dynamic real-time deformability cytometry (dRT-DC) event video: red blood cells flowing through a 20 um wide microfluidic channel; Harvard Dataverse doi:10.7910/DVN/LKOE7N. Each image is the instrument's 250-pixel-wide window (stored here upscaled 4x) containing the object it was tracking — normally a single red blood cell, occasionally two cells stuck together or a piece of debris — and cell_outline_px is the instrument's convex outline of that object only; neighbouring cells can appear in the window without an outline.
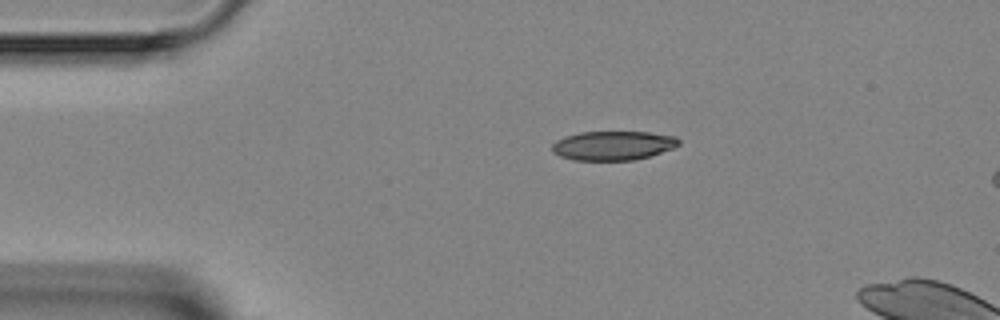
{"species": "Egyptian fruit bat (a non-hibernating species)", "species_latin": "Rousettus aegyptiacus", "temperature_condition": "room temperature", "stored_images_in_passage": 4, "camera_frame_rate_fps": 3000, "um_per_image_px": 0.085, "animal": {"sex": "female"}, "frame": {"image": 1, "passage_image": 3, "time_ms": 2.667, "image_size_px": [1000, 320], "cell_outline_px": [[680, 144], [672, 148], [648, 156], [632, 160], [572, 160], [560, 156], [552, 152], [552, 144], [556, 140], [564, 136], [580, 132], [648, 132], [676, 136], [680, 140]], "centroid_in_image_um": [52.08, 12.36], "position_along_channel_um": 32.9, "area_um2": 21.5}}